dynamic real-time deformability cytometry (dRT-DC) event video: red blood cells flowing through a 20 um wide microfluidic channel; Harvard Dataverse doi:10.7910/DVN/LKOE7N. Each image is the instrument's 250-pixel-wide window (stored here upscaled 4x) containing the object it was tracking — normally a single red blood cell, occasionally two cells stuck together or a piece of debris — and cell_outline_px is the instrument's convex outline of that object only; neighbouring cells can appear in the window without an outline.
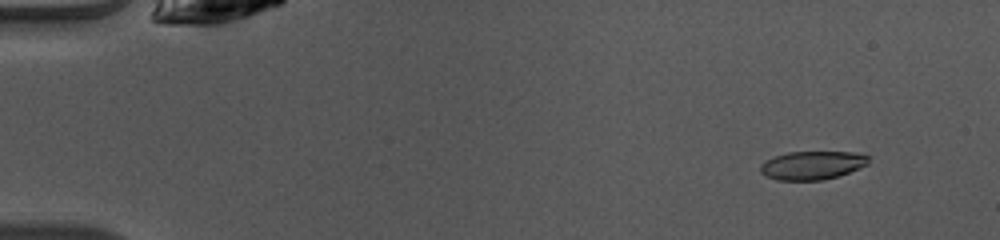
{"species": "common noctule bat (a hibernating species)", "species_latin": "Nyctalus noctula", "temperature_condition": "warm", "stored_images_in_passage": 45, "camera_frame_rate_fps": 3000, "um_per_image_px": 0.085, "animal": {"sex": "female", "body_mass_g": 10.0, "forearm_length_mm": 53.1}, "frame": {"image": 1, "passage_image": 1, "time_ms": 0.0, "image_size_px": [1000, 240], "cell_outline_px": [[868, 164], [848, 172], [824, 180], [776, 180], [764, 176], [760, 172], [760, 164], [764, 160], [772, 156], [788, 152], [852, 152], [868, 156]], "centroid_in_image_um": [68.95, 14.05], "position_along_channel_um": 16.1, "area_um2": 17.98}}
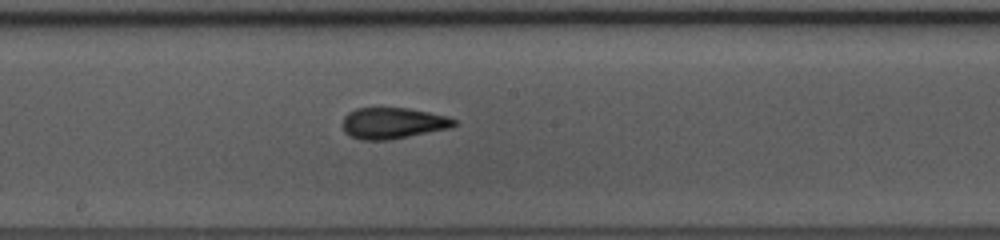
{"frame": {"image": 2, "passage_image": 23, "time_ms": 7.333, "image_size_px": [1000, 240], "cell_outline_px": [[460, 124], [452, 128], [388, 140], [360, 140], [344, 132], [340, 124], [344, 116], [348, 112], [356, 108], [408, 108], [448, 116], [456, 120]], "centroid_in_image_um": [33.4, 10.47], "position_along_channel_um": 214.8, "area_um2": 20.58}}
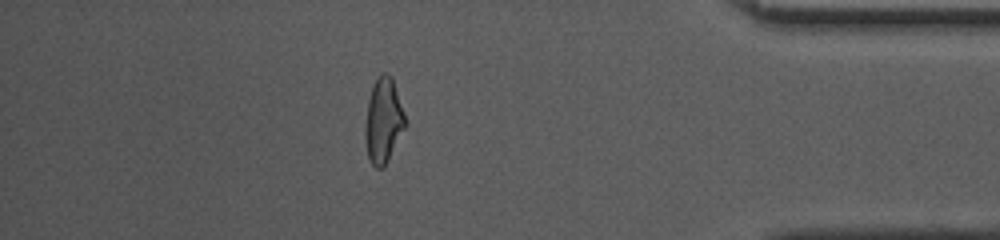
{"frame": {"image": 3, "passage_image": 39, "time_ms": 12.667, "image_size_px": [1000, 240], "cell_outline_px": [[408, 124], [384, 168], [376, 168], [368, 160], [364, 140], [364, 128], [368, 100], [372, 84], [384, 72], [388, 72], [392, 76]], "centroid_in_image_um": [32.59, 10.29], "position_along_channel_um": 402.6, "area_um2": 20.35}, "authors_computed_cell_mechanics": {"area_um2": 19.8254, "velocity_mm_per_s": 4.1327, "shape_relaxation_time_tau1_ms": 10.63, "shape_relaxation_time_tau2_ms": 1.746, "deformation_change_tau1": 0.2746, "deformation_change_tau2": 0.0938}}